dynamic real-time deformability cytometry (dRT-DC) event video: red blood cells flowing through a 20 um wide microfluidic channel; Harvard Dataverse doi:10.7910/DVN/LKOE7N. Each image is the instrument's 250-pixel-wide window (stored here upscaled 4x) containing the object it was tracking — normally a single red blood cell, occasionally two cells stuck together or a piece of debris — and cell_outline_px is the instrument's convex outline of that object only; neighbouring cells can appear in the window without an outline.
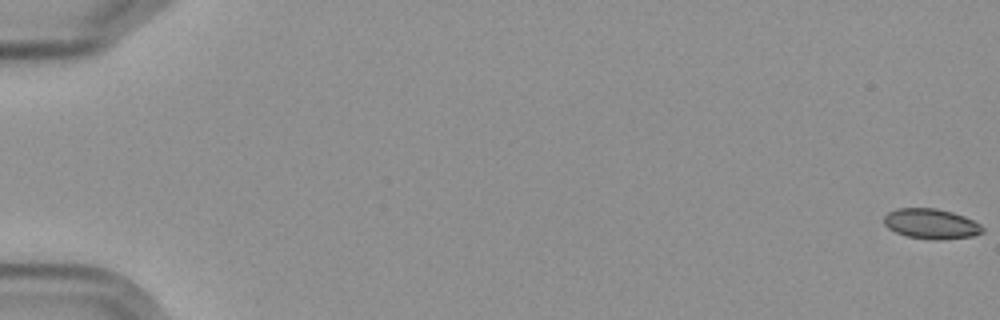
{"species": "Egyptian fruit bat (a non-hibernating species)", "species_latin": "Rousettus aegyptiacus", "temperature_condition": "cold", "stored_images_in_passage": 11, "camera_frame_rate_fps": 3000, "um_per_image_px": 0.085, "frame": {"image": 1, "passage_image": 1, "time_ms": 0.0, "image_size_px": [1000, 320], "cell_outline_px": [[984, 232], [972, 236], [940, 240], [932, 240], [908, 236], [896, 232], [888, 228], [884, 224], [884, 216], [888, 212], [896, 208], [936, 208], [952, 212], [964, 216], [980, 224], [984, 228]], "centroid_in_image_um": [79.14, 19.02], "position_along_channel_um": 5.9, "area_um2": 17.34}}
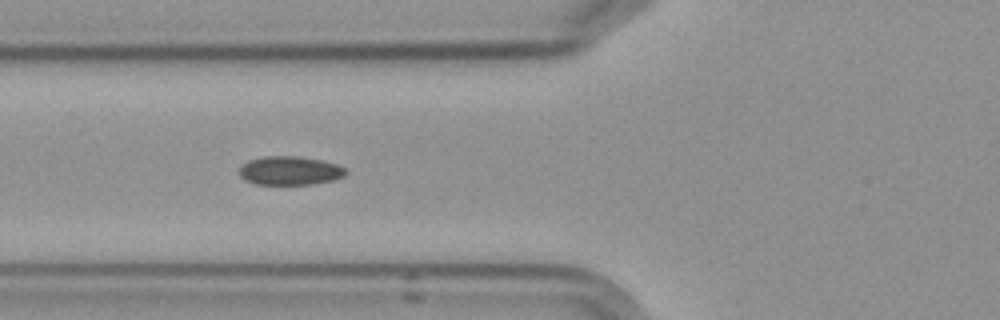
{"frame": {"image": 2, "passage_image": 7, "time_ms": 7.667, "image_size_px": [1000, 320], "cell_outline_px": [[348, 172], [344, 176], [332, 180], [312, 184], [256, 184], [244, 180], [240, 176], [240, 168], [248, 160], [264, 156], [296, 156], [320, 160], [336, 164], [344, 168]], "centroid_in_image_um": [24.63, 14.5], "position_along_channel_um": 101.2, "area_um2": 17.69}}
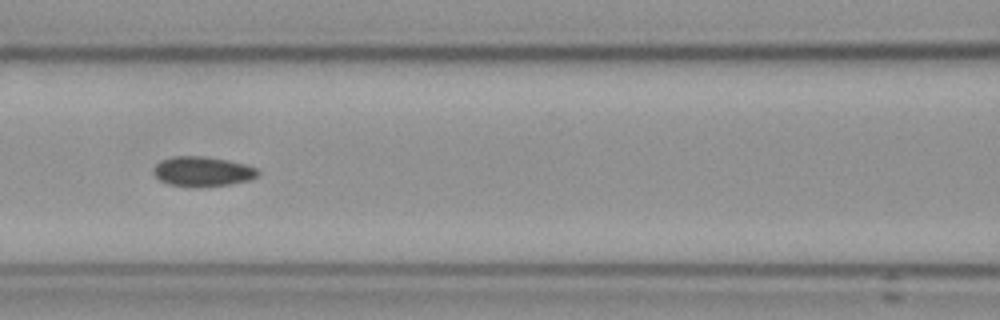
{"frame": {"image": 3, "passage_image": 8, "time_ms": 9.0, "image_size_px": [1000, 320], "cell_outline_px": [[260, 172], [256, 176], [248, 180], [228, 184], [168, 184], [160, 180], [152, 172], [156, 164], [160, 160], [172, 156], [204, 156], [228, 160], [244, 164], [256, 168]], "centroid_in_image_um": [17.19, 14.52], "position_along_channel_um": 149.4, "area_um2": 17.34}}